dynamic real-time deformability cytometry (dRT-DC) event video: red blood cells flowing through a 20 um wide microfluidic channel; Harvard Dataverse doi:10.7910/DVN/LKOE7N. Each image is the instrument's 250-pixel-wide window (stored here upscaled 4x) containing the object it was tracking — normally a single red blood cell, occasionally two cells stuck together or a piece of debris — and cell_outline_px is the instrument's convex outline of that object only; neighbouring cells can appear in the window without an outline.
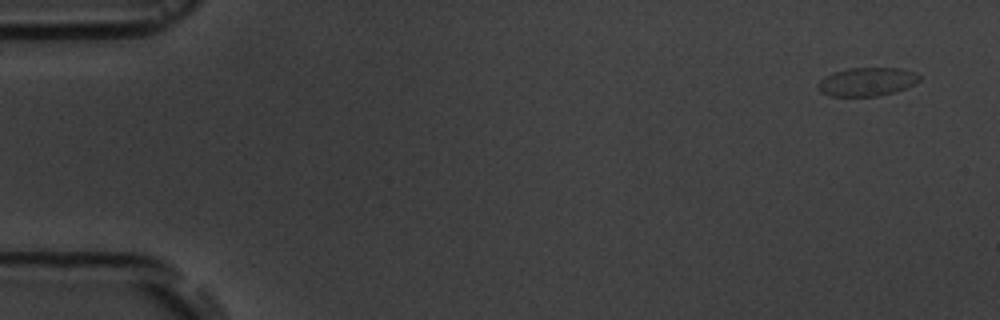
{"species": "common noctule bat (a hibernating species)", "species_latin": "Nyctalus noctula", "temperature_condition": "room temperature", "stored_images_in_passage": 2, "camera_frame_rate_fps": 3000, "um_per_image_px": 0.085, "animal": {"sex": "male", "body_mass_g": 19.5, "forearm_length_mm": 54.6}, "frame": {"image": 1, "passage_image": 1, "time_ms": 0.0, "image_size_px": [1000, 320], "cell_outline_px": [[920, 80], [904, 88], [892, 92], [876, 96], [832, 96], [820, 92], [816, 84], [824, 76], [832, 72], [848, 68], [900, 68], [916, 72], [920, 76]], "centroid_in_image_um": [73.64, 6.94], "position_along_channel_um": 11.4, "area_um2": 16.82}}